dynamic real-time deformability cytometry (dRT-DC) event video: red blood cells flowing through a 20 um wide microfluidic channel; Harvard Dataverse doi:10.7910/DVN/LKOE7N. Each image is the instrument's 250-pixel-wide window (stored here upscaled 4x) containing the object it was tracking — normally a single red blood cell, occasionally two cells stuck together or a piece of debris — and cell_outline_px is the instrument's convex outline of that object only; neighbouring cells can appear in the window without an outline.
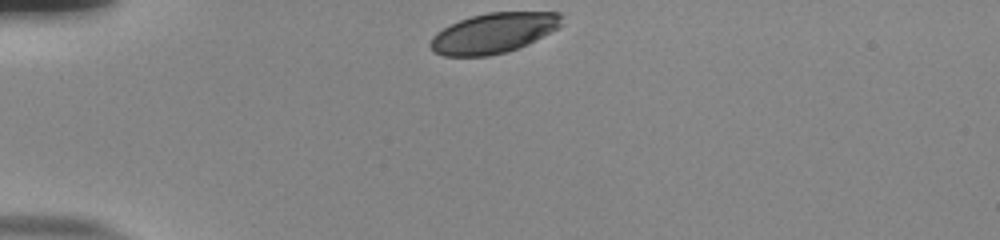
{"species": "human", "species_latin": "Homo sapiens", "temperature_condition": "room temperature", "stored_images_in_passage": 33, "camera_frame_rate_fps": 3000, "um_per_image_px": 0.085, "donor": {"sex": "male"}, "frame": {"image": 1, "passage_image": 1, "time_ms": 0.0, "image_size_px": [1000, 240], "cell_outline_px": [[564, 24], [528, 44], [520, 48], [488, 56], [444, 56], [432, 52], [428, 44], [432, 36], [436, 32], [460, 20], [472, 16], [488, 12], [560, 12], [564, 16]], "centroid_in_image_um": [41.95, 2.81], "position_along_channel_um": 43.0, "area_um2": 30.92}}
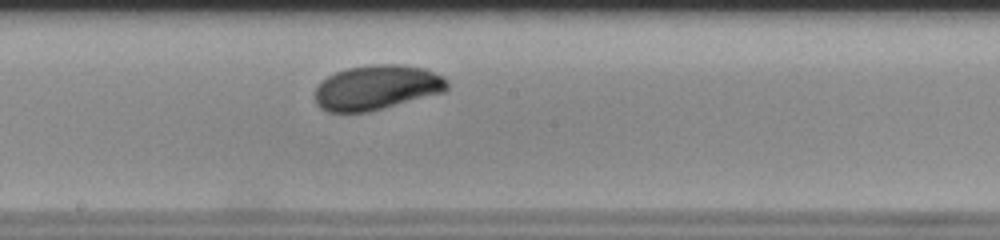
{"frame": {"image": 2, "passage_image": 18, "time_ms": 5.667, "image_size_px": [1000, 240], "cell_outline_px": [[448, 88], [444, 92], [368, 112], [328, 112], [320, 108], [316, 104], [316, 88], [320, 80], [336, 72], [348, 68], [372, 64], [400, 64], [424, 68], [444, 76], [448, 80]], "centroid_in_image_um": [32.03, 7.43], "position_along_channel_um": 216.2, "area_um2": 34.62}}
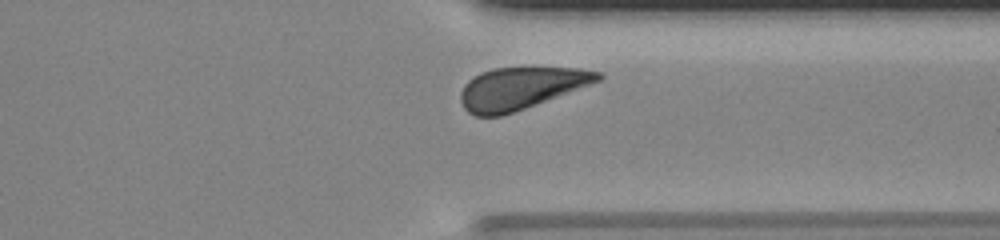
{"frame": {"image": 3, "passage_image": 30, "time_ms": 9.667, "image_size_px": [1000, 240], "cell_outline_px": [[604, 76], [600, 80], [524, 108], [500, 116], [476, 116], [468, 112], [464, 108], [460, 100], [460, 92], [464, 84], [468, 80], [480, 72], [496, 68], [532, 64], [580, 68], [604, 72]], "centroid_in_image_um": [44.28, 7.42], "position_along_channel_um": 367.1, "area_um2": 34.39}, "authors_computed_cell_mechanics": {"area_um2": 34.2754, "velocity_mm_per_s": 3.7663, "shape_relaxation_time_tau1_ms": 3.1286, "shape_relaxation_time_tau2_ms": null, "deformation_change_tau1": 0.1349, "deformation_change_tau2": null}}